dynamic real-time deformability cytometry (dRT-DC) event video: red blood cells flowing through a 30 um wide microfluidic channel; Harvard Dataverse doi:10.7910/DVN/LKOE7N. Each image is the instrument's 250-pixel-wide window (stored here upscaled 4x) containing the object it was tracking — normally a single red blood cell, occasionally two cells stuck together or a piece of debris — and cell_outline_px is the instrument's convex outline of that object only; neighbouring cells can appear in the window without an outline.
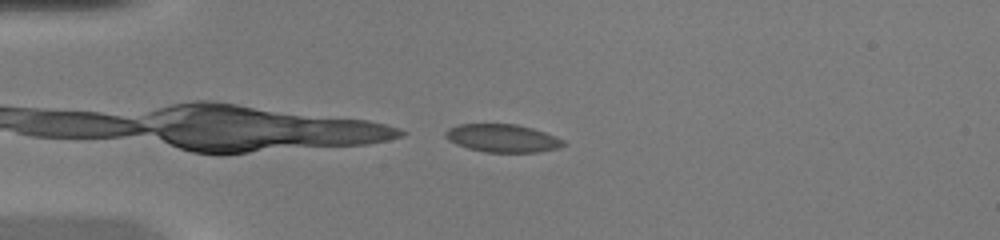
{"species": "common noctule bat (a hibernating species)", "species_latin": "Nyctalus noctula", "temperature_condition": "warm", "stored_images_in_passage": 4, "camera_frame_rate_fps": 3000, "um_per_image_px": 0.085, "animal": {"sex": "female", "body_mass_g": 20.0, "forearm_length_mm": 54.0}, "frame": {"image": 1, "passage_image": 4, "time_ms": 1.0, "image_size_px": [1000, 240], "cell_outline_px": [[568, 144], [560, 148], [540, 152], [484, 152], [468, 148], [456, 144], [448, 140], [444, 136], [444, 132], [448, 128], [460, 124], [516, 124], [532, 128], [556, 136], [564, 140]], "centroid_in_image_um": [42.73, 11.75], "position_along_channel_um": 42.3, "area_um2": 19.42}}